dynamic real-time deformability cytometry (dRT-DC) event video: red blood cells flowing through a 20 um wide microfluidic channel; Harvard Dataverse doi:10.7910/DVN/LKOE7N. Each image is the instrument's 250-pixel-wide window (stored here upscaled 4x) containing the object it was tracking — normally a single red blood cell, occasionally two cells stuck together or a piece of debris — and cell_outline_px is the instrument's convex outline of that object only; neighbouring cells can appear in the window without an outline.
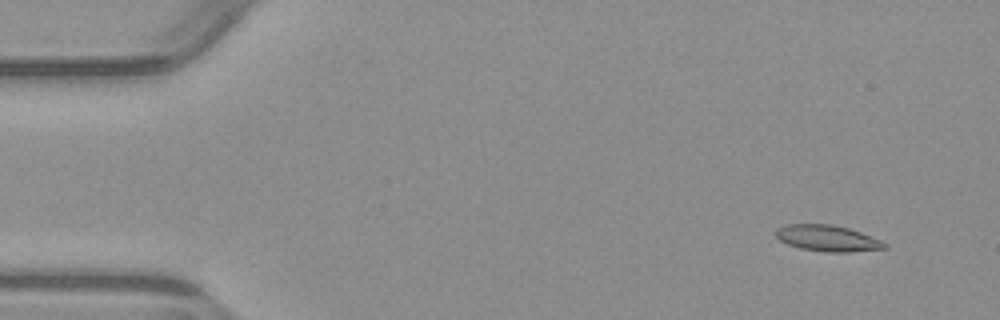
{"species": "common noctule bat (a hibernating species)", "species_latin": "Nyctalus noctula", "temperature_condition": "warm", "stored_images_in_passage": 4, "camera_frame_rate_fps": 3000, "um_per_image_px": 0.085, "animal": {"sex": "male", "body_mass_g": 23.1, "forearm_length_mm": 52.7}, "frame": {"image": 1, "passage_image": 4, "time_ms": 4.667, "image_size_px": [1000, 320], "cell_outline_px": [[888, 248], [848, 252], [824, 252], [800, 248], [788, 244], [780, 240], [776, 236], [776, 228], [788, 224], [832, 224], [848, 228], [860, 232], [880, 240], [888, 244]], "centroid_in_image_um": [70.34, 20.25], "position_along_channel_um": 14.7, "area_um2": 16.53}}